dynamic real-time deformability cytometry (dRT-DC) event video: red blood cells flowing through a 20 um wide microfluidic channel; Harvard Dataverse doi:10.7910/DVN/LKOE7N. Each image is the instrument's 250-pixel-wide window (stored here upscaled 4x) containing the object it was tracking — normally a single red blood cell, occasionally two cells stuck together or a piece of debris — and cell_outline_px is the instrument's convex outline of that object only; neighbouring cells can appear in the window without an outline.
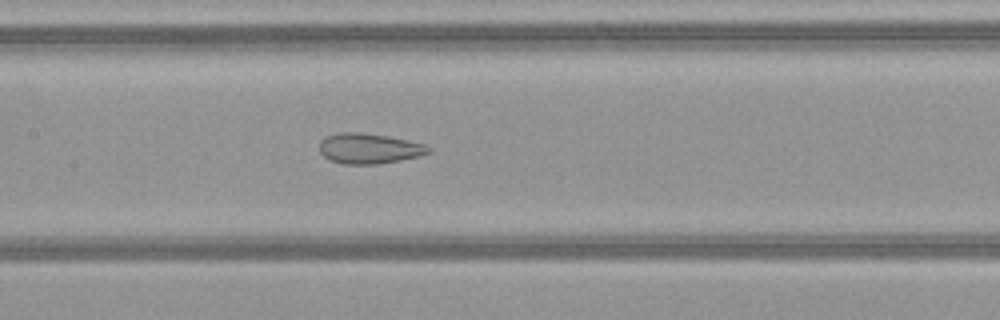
{"species": "common noctule bat (a hibernating species)", "species_latin": "Nyctalus noctula", "temperature_condition": "warm", "stored_images_in_passage": 41, "camera_frame_rate_fps": 3000, "um_per_image_px": 0.085, "animal": {"sex": "female", "body_mass_g": 21.9}, "frame": {"image": 1, "passage_image": 16, "time_ms": 5.0, "image_size_px": [1000, 320], "cell_outline_px": [[432, 152], [420, 156], [380, 164], [344, 164], [328, 160], [320, 152], [320, 140], [324, 136], [336, 132], [360, 132], [388, 136], [428, 144], [432, 148]], "centroid_in_image_um": [31.39, 12.61], "position_along_channel_um": 176.0, "area_um2": 19.71}}
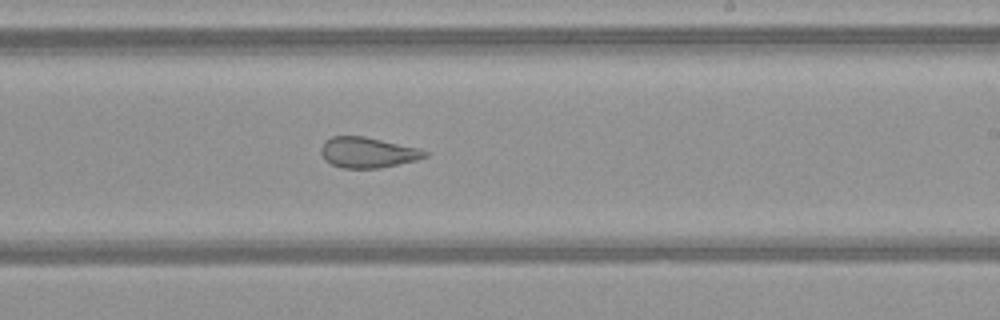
{"frame": {"image": 2, "passage_image": 22, "time_ms": 7.0, "image_size_px": [1000, 320], "cell_outline_px": [[428, 156], [416, 160], [380, 168], [340, 168], [324, 160], [320, 152], [320, 148], [324, 140], [332, 136], [364, 136], [420, 148], [428, 152]], "centroid_in_image_um": [31.23, 12.96], "position_along_channel_um": 257.8, "area_um2": 18.67}}
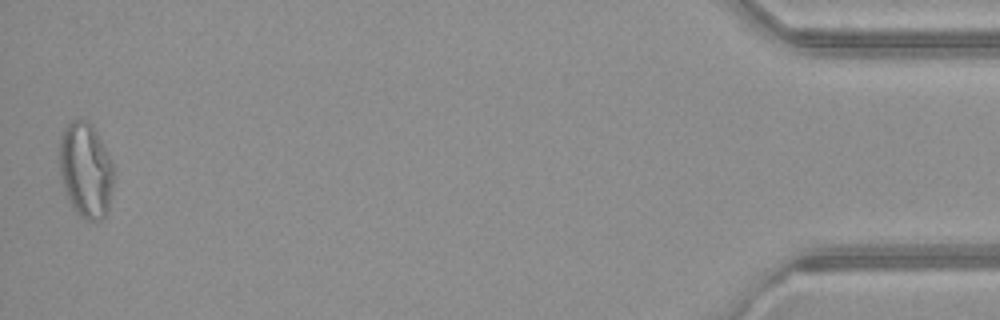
{"frame": {"image": 3, "passage_image": 41, "time_ms": 13.333, "image_size_px": [1000, 320], "cell_outline_px": [[112, 188], [108, 212], [104, 220], [84, 220], [76, 212], [68, 200], [60, 180], [60, 136], [64, 128], [72, 120], [88, 120], [92, 124], [112, 160]], "centroid_in_image_um": [7.28, 14.48], "position_along_channel_um": 427.9, "area_um2": 30.29}, "authors_computed_cell_mechanics": {"area_um2": 22.1374, "velocity_mm_per_s": 4.1018, "shape_relaxation_time_tau1_ms": null, "shape_relaxation_time_tau2_ms": 1.5057, "deformation_change_tau1": null, "deformation_change_tau2": 0.1024}}